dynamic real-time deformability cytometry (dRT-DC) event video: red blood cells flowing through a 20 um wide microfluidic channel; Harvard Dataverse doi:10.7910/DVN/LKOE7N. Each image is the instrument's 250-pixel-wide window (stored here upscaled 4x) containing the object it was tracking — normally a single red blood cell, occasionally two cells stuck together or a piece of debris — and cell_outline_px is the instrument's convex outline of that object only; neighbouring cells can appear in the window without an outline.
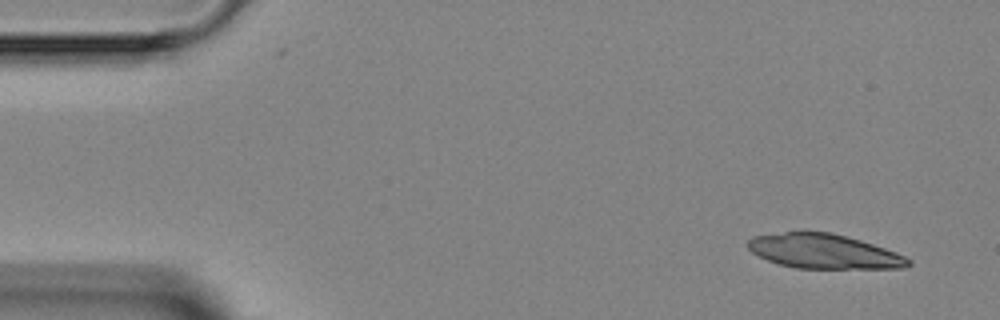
{"species": "Egyptian fruit bat (a non-hibernating species)", "species_latin": "Rousettus aegyptiacus", "temperature_condition": "room temperature", "stored_images_in_passage": 4, "camera_frame_rate_fps": 3000, "um_per_image_px": 0.085, "animal": {"sex": "female"}, "frame": {"image": 1, "passage_image": 1, "time_ms": 0.0, "image_size_px": [1000, 320], "cell_outline_px": [[912, 264], [904, 268], [796, 268], [780, 264], [768, 260], [752, 252], [748, 248], [748, 240], [752, 236], [784, 232], [832, 232], [860, 240], [896, 252], [912, 260]], "centroid_in_image_um": [70.04, 21.36], "position_along_channel_um": 15.0, "area_um2": 32.02}}